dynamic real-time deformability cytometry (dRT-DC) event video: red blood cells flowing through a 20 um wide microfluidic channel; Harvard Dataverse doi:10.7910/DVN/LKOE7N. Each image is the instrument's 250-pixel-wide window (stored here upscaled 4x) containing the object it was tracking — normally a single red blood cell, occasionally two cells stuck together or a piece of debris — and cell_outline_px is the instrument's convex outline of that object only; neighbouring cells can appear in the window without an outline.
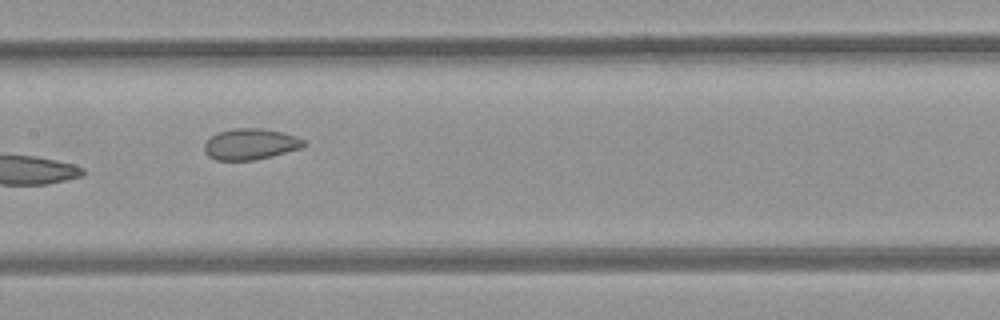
{"species": "common noctule bat (a hibernating species)", "species_latin": "Nyctalus noctula", "temperature_condition": "room temperature", "stored_images_in_passage": 8, "camera_frame_rate_fps": 3000, "um_per_image_px": 0.085, "animal": {"sex": "female", "body_mass_g": 21.9}, "frame": {"image": 1, "passage_image": 8, "time_ms": 2.333, "image_size_px": [1000, 320], "cell_outline_px": [[308, 144], [300, 148], [272, 156], [256, 160], [216, 160], [208, 156], [204, 148], [204, 144], [212, 136], [220, 132], [236, 128], [260, 128], [280, 132], [296, 136], [304, 140]], "centroid_in_image_um": [21.3, 12.26], "position_along_channel_um": 186.1, "area_um2": 17.8}}